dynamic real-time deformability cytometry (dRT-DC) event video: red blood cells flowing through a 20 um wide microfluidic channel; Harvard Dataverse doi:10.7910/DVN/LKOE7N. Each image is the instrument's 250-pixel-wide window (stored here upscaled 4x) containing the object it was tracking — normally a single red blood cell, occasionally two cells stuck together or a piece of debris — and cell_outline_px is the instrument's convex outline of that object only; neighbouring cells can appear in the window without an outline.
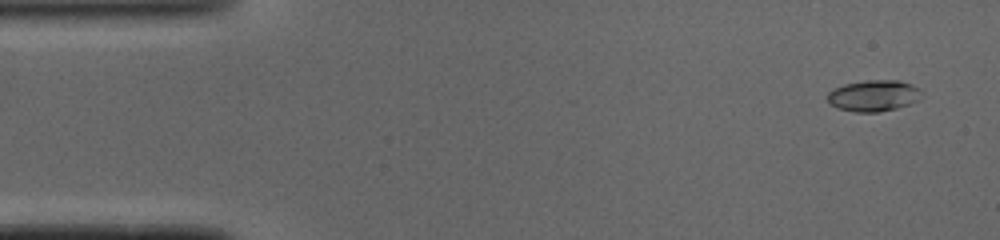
{"species": "common noctule bat (a hibernating species)", "species_latin": "Nyctalus noctula", "temperature_condition": "cold", "stored_images_in_passage": 49, "camera_frame_rate_fps": 3000, "um_per_image_px": 0.085, "animal": {"sex": "male", "body_mass_g": 19.0, "forearm_length_mm": 50.8}, "frame": {"image": 1, "passage_image": 3, "time_ms": 0.667, "image_size_px": [1000, 240], "cell_outline_px": [[920, 100], [896, 108], [876, 112], [856, 112], [836, 108], [828, 104], [828, 92], [832, 88], [844, 84], [864, 80], [900, 80], [912, 84], [920, 88]], "centroid_in_image_um": [74.23, 8.12], "position_along_channel_um": 10.8, "area_um2": 17.34}}
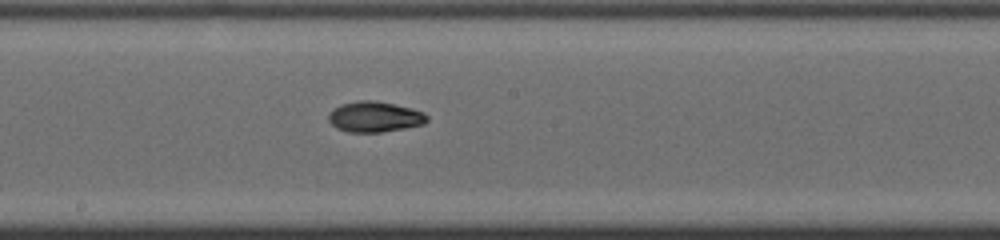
{"frame": {"image": 2, "passage_image": 26, "time_ms": 8.333, "image_size_px": [1000, 240], "cell_outline_px": [[428, 120], [424, 124], [404, 128], [380, 132], [348, 132], [336, 128], [328, 120], [328, 112], [340, 104], [356, 100], [376, 100], [412, 108], [424, 112], [428, 116]], "centroid_in_image_um": [31.83, 9.91], "position_along_channel_um": 216.4, "area_um2": 17.74}}
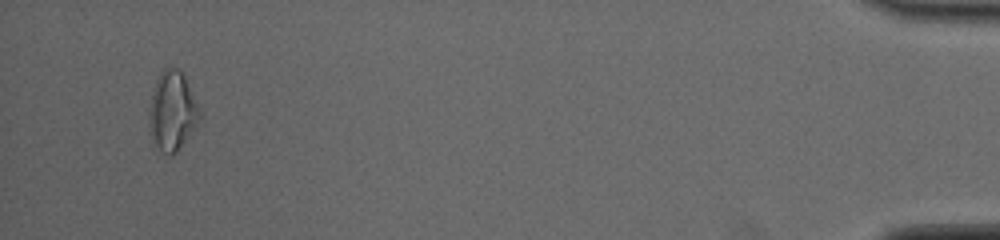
{"frame": {"image": 3, "passage_image": 47, "time_ms": 15.333, "image_size_px": [1000, 240], "cell_outline_px": [[200, 120], [176, 152], [172, 156], [168, 156], [156, 144], [152, 136], [148, 124], [152, 96], [156, 80], [160, 72], [168, 68], [180, 68], [184, 72], [200, 112]], "centroid_in_image_um": [14.66, 9.41], "position_along_channel_um": 420.5, "area_um2": 22.83}, "authors_computed_cell_mechanics": {"area_um2": 16.9354, "velocity_mm_per_s": 4.104, "shape_relaxation_time_tau1_ms": 4.4563, "shape_relaxation_time_tau2_ms": 3.062, "deformation_change_tau1": 0.1835, "deformation_change_tau2": 0.0714}}